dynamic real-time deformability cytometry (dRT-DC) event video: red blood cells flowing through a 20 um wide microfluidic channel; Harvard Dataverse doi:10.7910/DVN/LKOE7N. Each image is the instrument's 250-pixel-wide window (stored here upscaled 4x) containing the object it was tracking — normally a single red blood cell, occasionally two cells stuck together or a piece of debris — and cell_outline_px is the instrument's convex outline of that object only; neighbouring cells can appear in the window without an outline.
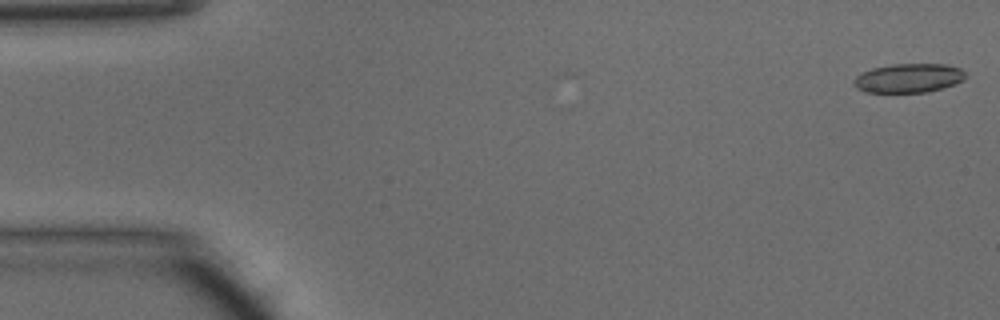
{"species": "common noctule bat (a hibernating species)", "species_latin": "Nyctalus noctula", "temperature_condition": "warm", "stored_images_in_passage": 43, "camera_frame_rate_fps": 3000, "um_per_image_px": 0.085, "animal": {"sex": "male", "body_mass_g": 15.6}, "frame": {"image": 1, "passage_image": 1, "time_ms": 0.0, "image_size_px": [1000, 320], "cell_outline_px": [[964, 80], [956, 84], [924, 92], [864, 92], [856, 88], [852, 84], [852, 80], [860, 72], [872, 68], [892, 64], [948, 64], [960, 68], [964, 72]], "centroid_in_image_um": [77.18, 6.63], "position_along_channel_um": 7.8, "area_um2": 19.02}}
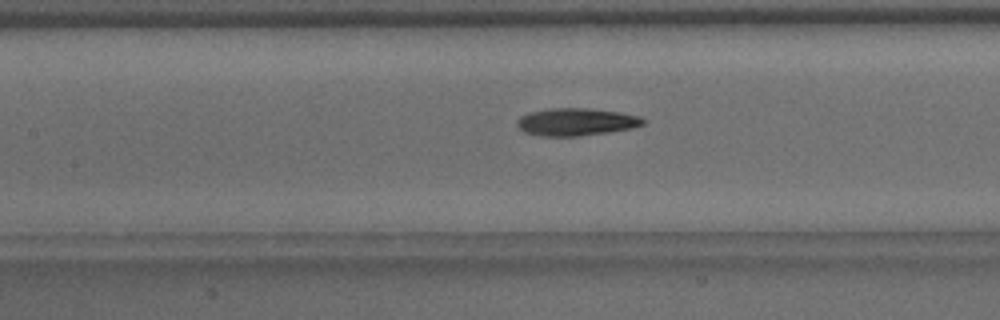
{"frame": {"image": 2, "passage_image": 21, "time_ms": 6.667, "image_size_px": [1000, 320], "cell_outline_px": [[644, 124], [632, 128], [608, 132], [576, 136], [540, 136], [524, 132], [516, 124], [516, 120], [520, 116], [528, 112], [548, 108], [584, 108], [620, 112], [640, 116], [644, 120]], "centroid_in_image_um": [48.93, 10.35], "position_along_channel_um": 158.5, "area_um2": 20.23}}
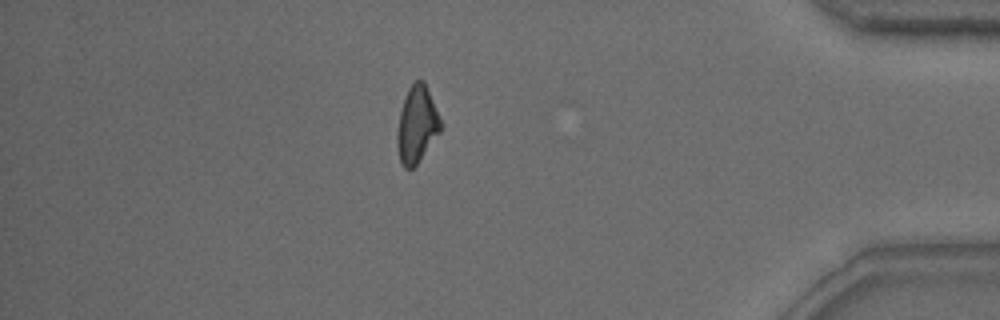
{"frame": {"image": 3, "passage_image": 41, "time_ms": 13.333, "image_size_px": [1000, 320], "cell_outline_px": [[440, 132], [416, 164], [412, 168], [404, 168], [400, 164], [396, 144], [396, 136], [400, 112], [404, 96], [408, 88], [416, 80], [424, 80], [440, 120]], "centroid_in_image_um": [35.39, 10.6], "position_along_channel_um": 399.8, "area_um2": 19.13}, "authors_computed_cell_mechanics": {"area_um2": 19.9988, "velocity_mm_per_s": 4.22, "shape_relaxation_time_tau1_ms": 4.095, "shape_relaxation_time_tau2_ms": 5.8791, "deformation_change_tau1": 0.1788, "deformation_change_tau2": 0.165}}